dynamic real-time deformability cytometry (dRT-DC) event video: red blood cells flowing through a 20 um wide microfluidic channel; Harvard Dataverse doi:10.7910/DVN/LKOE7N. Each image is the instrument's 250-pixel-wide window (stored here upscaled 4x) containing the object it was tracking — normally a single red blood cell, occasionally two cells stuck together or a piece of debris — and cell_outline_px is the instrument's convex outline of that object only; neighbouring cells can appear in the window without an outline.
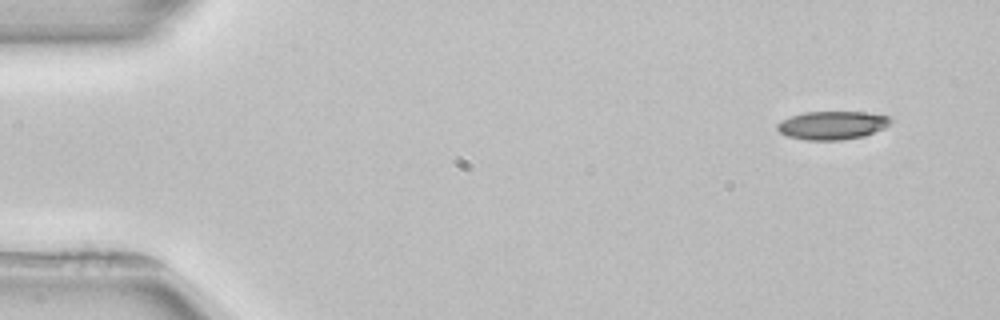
{"species": "common noctule bat (a hibernating species)", "species_latin": "Nyctalus noctula", "temperature_condition": "room temperature", "stored_images_in_passage": 3, "camera_frame_rate_fps": 3000, "um_per_image_px": 0.085, "animal": {"sex": "female", "body_mass_g": 22.7, "forearm_length_mm": 54.2}, "frame": {"image": 1, "passage_image": 1, "time_ms": 0.0, "image_size_px": [1000, 320], "cell_outline_px": [[892, 120], [884, 128], [864, 136], [840, 140], [808, 140], [788, 136], [780, 132], [776, 128], [776, 124], [780, 120], [804, 112], [864, 112], [888, 116]], "centroid_in_image_um": [70.71, 10.64], "position_along_channel_um": 14.3, "area_um2": 18.61}}